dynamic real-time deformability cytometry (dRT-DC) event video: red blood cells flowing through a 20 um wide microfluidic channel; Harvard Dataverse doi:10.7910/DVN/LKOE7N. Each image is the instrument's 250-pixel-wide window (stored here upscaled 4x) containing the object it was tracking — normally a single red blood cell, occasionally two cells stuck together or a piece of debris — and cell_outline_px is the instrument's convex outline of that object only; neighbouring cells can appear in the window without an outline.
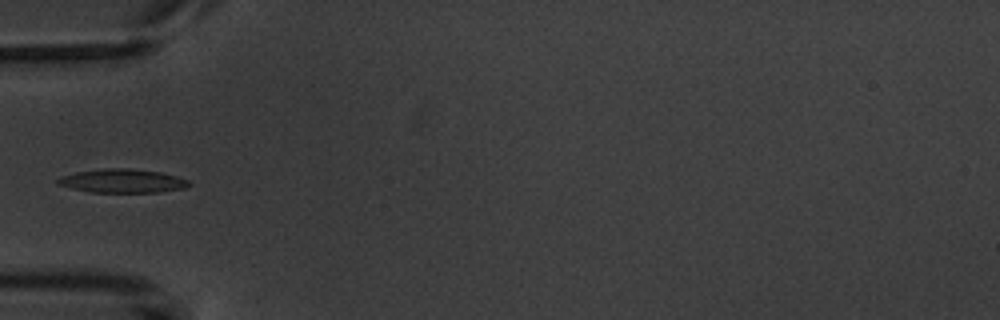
{"species": "common noctule bat (a hibernating species)", "species_latin": "Nyctalus noctula", "temperature_condition": "warm", "stored_images_in_passage": 5, "camera_frame_rate_fps": 3000, "um_per_image_px": 0.085, "animal": {"sex": "male", "body_mass_g": 20.1, "forearm_length_mm": 53.5}, "frame": {"image": 1, "passage_image": 5, "time_ms": 5.0, "image_size_px": [1000, 320], "cell_outline_px": [[192, 184], [184, 188], [156, 192], [92, 192], [72, 188], [56, 184], [56, 180], [60, 176], [76, 172], [104, 168], [132, 168], [160, 172], [176, 176], [188, 180]], "centroid_in_image_um": [10.39, 15.37], "position_along_channel_um": 74.6, "area_um2": 18.09}}